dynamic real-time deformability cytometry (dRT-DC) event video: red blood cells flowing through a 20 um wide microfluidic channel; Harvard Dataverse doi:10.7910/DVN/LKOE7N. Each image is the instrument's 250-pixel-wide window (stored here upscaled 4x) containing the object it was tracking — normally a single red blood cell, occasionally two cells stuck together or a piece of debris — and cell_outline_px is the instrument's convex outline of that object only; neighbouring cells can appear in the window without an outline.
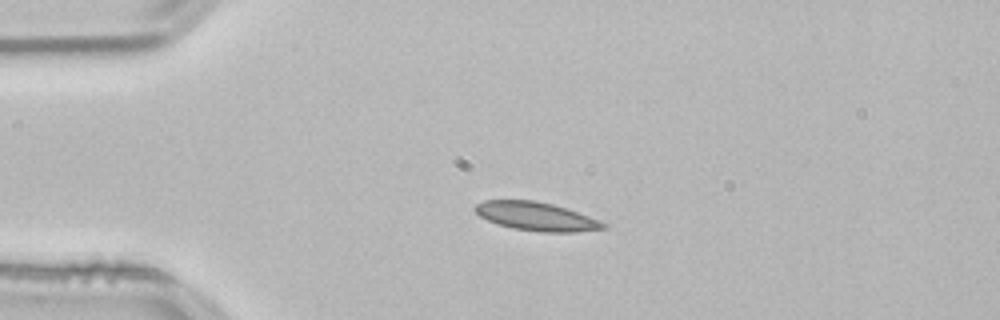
{"species": "common noctule bat (a hibernating species)", "species_latin": "Nyctalus noctula", "temperature_condition": "room temperature", "stored_images_in_passage": 42, "camera_frame_rate_fps": 3000, "um_per_image_px": 0.085, "animal": {"sex": "male", "body_mass_g": 21.5, "forearm_length_mm": 52.0}, "frame": {"image": 1, "passage_image": 1, "time_ms": 0.0, "image_size_px": [1000, 320], "cell_outline_px": [[608, 228], [576, 232], [540, 232], [512, 228], [496, 224], [480, 216], [472, 208], [476, 204], [484, 200], [532, 200], [552, 204], [588, 216], [608, 224]], "centroid_in_image_um": [45.56, 18.4], "position_along_channel_um": 39.4, "area_um2": 21.27}}
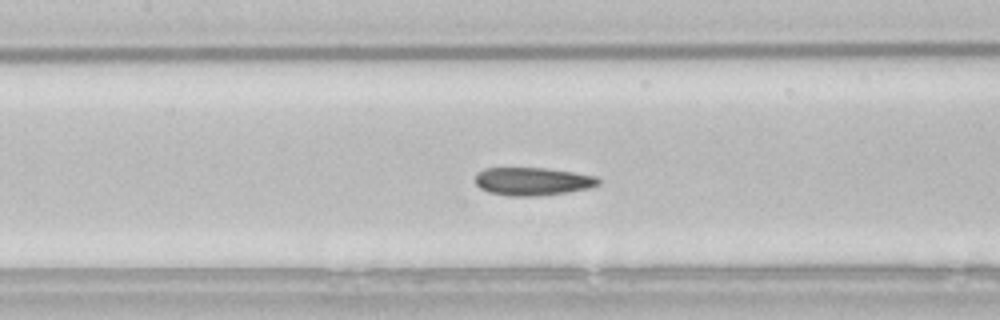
{"frame": {"image": 2, "passage_image": 13, "time_ms": 4.0, "image_size_px": [1000, 320], "cell_outline_px": [[600, 184], [588, 188], [568, 192], [536, 196], [508, 196], [488, 192], [480, 188], [476, 184], [476, 172], [484, 168], [544, 168], [572, 172], [596, 176], [600, 180]], "centroid_in_image_um": [45.25, 15.42], "position_along_channel_um": 162.2, "area_um2": 20.11}}
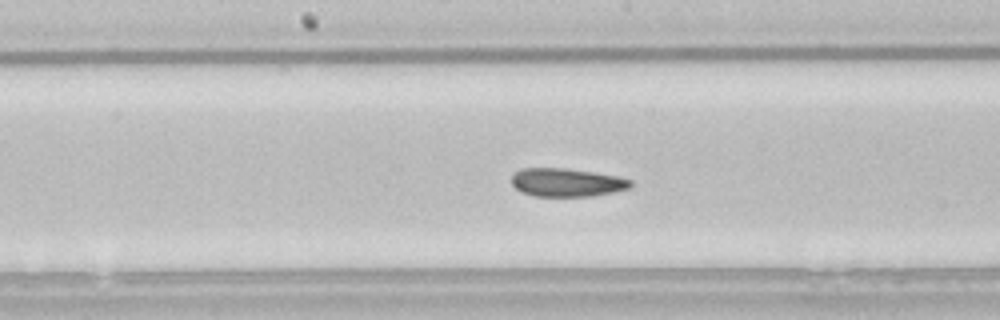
{"frame": {"image": 3, "passage_image": 16, "time_ms": 5.0, "image_size_px": [1000, 320], "cell_outline_px": [[632, 184], [628, 188], [612, 192], [592, 196], [536, 196], [520, 192], [512, 184], [512, 176], [520, 168], [568, 168], [616, 176], [632, 180]], "centroid_in_image_um": [48.14, 15.5], "position_along_channel_um": 200.1, "area_um2": 19.54}, "authors_computed_cell_mechanics": {"area_um2": 20.3167, "velocity_mm_per_s": 3.7975, "shape_relaxation_time_tau1_ms": null, "shape_relaxation_time_tau2_ms": 2.4037, "deformation_change_tau1": null, "deformation_change_tau2": 0.0678}}